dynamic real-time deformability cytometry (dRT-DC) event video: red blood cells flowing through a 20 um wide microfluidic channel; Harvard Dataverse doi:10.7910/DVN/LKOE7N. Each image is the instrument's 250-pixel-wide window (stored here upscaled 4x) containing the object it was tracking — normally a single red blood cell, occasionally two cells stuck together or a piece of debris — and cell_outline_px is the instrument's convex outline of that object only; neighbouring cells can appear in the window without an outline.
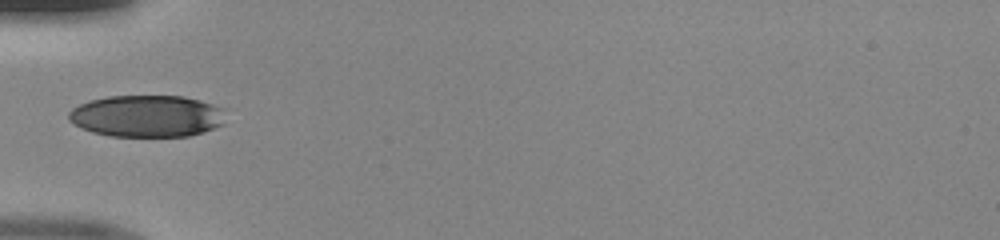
{"species": "human", "species_latin": "Homo sapiens", "temperature_condition": "room temperature", "stored_images_in_passage": 6, "camera_frame_rate_fps": 3000, "um_per_image_px": 0.085, "donor": {"sex": "male"}, "frame": {"image": 1, "passage_image": 1, "time_ms": 0.0, "image_size_px": [1000, 240], "cell_outline_px": [[224, 124], [204, 132], [188, 136], [108, 136], [92, 132], [68, 120], [68, 112], [72, 108], [88, 100], [108, 96], [184, 96], [200, 100], [224, 108]], "centroid_in_image_um": [12.5, 9.86], "position_along_channel_um": 72.5, "area_um2": 38.49}}
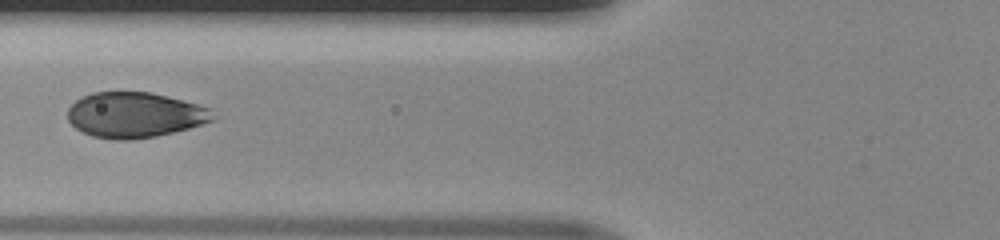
{"frame": {"image": 2, "passage_image": 4, "time_ms": 1.0, "image_size_px": [1000, 240], "cell_outline_px": [[212, 120], [188, 128], [156, 136], [132, 140], [112, 140], [92, 136], [76, 128], [68, 120], [68, 108], [80, 96], [92, 92], [152, 92], [184, 100], [208, 108], [212, 116]], "centroid_in_image_um": [11.39, 9.76], "position_along_channel_um": 114.4, "area_um2": 38.21}}